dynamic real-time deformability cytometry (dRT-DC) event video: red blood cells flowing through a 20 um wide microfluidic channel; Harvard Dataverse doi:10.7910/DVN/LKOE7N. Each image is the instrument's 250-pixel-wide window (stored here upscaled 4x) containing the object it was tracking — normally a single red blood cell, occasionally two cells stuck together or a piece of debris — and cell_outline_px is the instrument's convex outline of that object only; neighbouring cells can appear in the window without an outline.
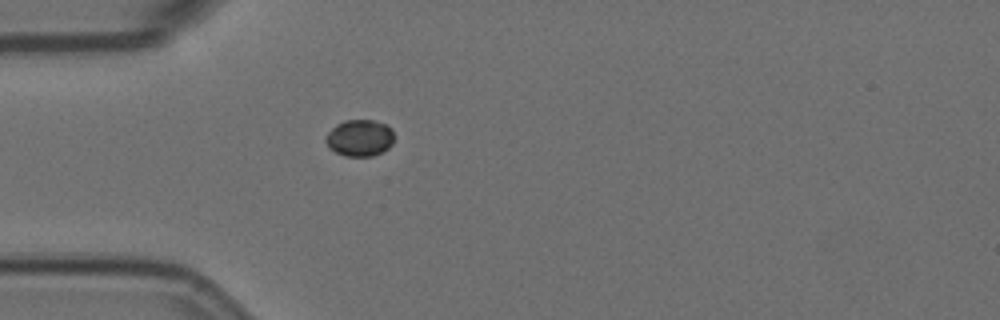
{"species": "Egyptian fruit bat (a non-hibernating species)", "species_latin": "Rousettus aegyptiacus", "temperature_condition": "room temperature", "stored_images_in_passage": 1, "camera_frame_rate_fps": 3000, "um_per_image_px": 0.085, "animal": {"sex": "female"}, "frame": {"image": 1, "passage_image": 1, "time_ms": 0.0, "image_size_px": [1000, 320], "cell_outline_px": [[392, 144], [388, 148], [372, 156], [344, 156], [328, 148], [324, 140], [328, 132], [336, 124], [344, 120], [372, 120], [388, 124], [392, 128]], "centroid_in_image_um": [30.55, 11.71], "position_along_channel_um": 54.5, "area_um2": 14.68}}